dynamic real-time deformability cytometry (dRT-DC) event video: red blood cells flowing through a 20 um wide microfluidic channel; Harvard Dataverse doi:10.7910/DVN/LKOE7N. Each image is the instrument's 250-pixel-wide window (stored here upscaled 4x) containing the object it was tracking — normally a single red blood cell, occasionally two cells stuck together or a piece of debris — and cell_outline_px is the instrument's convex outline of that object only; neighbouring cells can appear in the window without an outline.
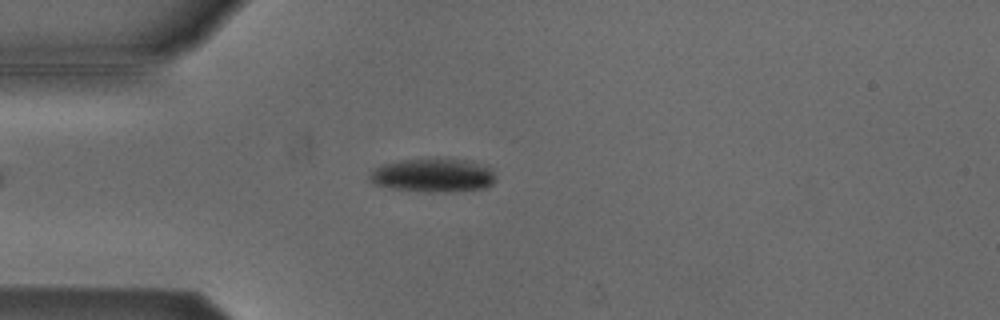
{"species": "Egyptian fruit bat (a non-hibernating species)", "species_latin": "Rousettus aegyptiacus", "temperature_condition": "cold", "stored_images_in_passage": 48, "camera_frame_rate_fps": 3000, "um_per_image_px": 0.085, "animal": {"sex": "male"}, "frame": {"image": 1, "passage_image": 9, "time_ms": 2.667, "image_size_px": [1000, 320], "cell_outline_px": [[496, 180], [488, 188], [452, 192], [428, 192], [392, 188], [372, 184], [368, 180], [368, 176], [372, 168], [384, 164], [400, 160], [436, 156], [472, 160], [488, 164], [492, 168], [496, 176]], "centroid_in_image_um": [36.87, 14.86], "position_along_channel_um": 48.1, "area_um2": 26.13}}
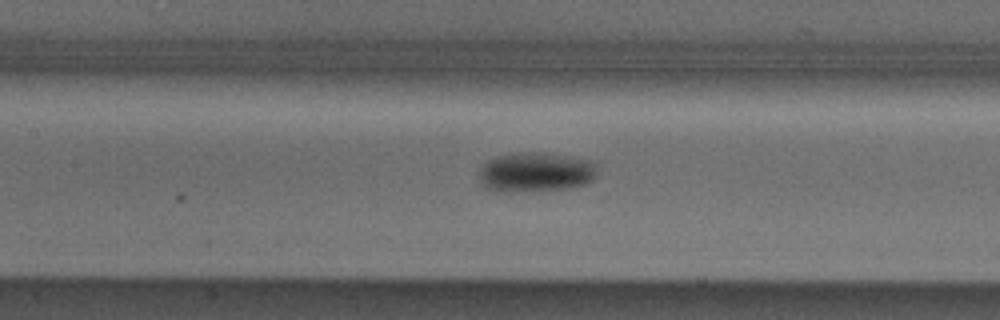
{"frame": {"image": 2, "passage_image": 19, "time_ms": 6.0, "image_size_px": [1000, 320], "cell_outline_px": [[596, 176], [592, 180], [584, 184], [568, 188], [512, 192], [496, 192], [488, 188], [480, 180], [480, 168], [488, 160], [500, 156], [520, 152], [536, 152], [568, 156], [592, 160], [596, 164]], "centroid_in_image_um": [45.55, 14.63], "position_along_channel_um": 161.8, "area_um2": 27.17}}
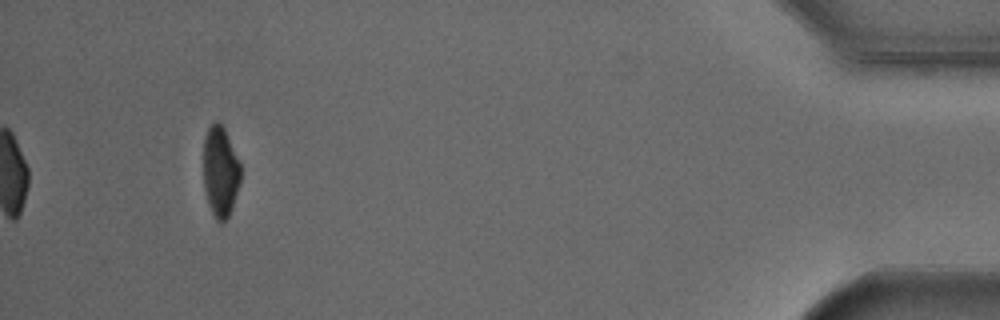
{"frame": {"image": 3, "passage_image": 45, "time_ms": 14.667, "image_size_px": [1000, 320], "cell_outline_px": [[240, 180], [232, 208], [228, 216], [224, 220], [216, 220], [208, 204], [204, 188], [204, 140], [208, 128], [216, 120], [220, 120], [224, 128], [240, 164]], "centroid_in_image_um": [18.72, 14.56], "position_along_channel_um": 416.5, "area_um2": 19.31}, "authors_computed_cell_mechanics": {"area_um2": 23.5535, "velocity_mm_per_s": 3.793, "shape_relaxation_time_tau1_ms": 2.6279, "shape_relaxation_time_tau2_ms": null, "deformation_change_tau1": 0.122, "deformation_change_tau2": null}}